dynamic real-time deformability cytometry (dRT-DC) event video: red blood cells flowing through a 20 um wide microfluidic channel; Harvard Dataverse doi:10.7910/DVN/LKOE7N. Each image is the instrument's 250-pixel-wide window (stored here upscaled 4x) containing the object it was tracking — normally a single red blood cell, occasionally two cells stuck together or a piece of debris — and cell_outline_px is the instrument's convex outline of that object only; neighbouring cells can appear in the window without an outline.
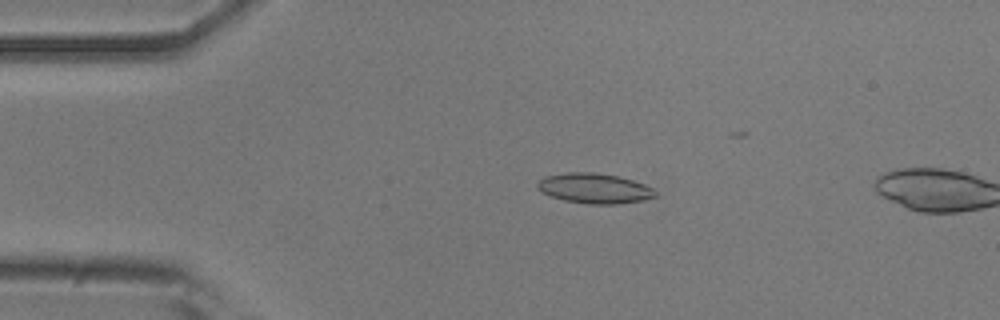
{"species": "common noctule bat (a hibernating species)", "species_latin": "Nyctalus noctula", "temperature_condition": "room temperature", "stored_images_in_passage": 13, "camera_frame_rate_fps": 3000, "um_per_image_px": 0.085, "animal": {"sex": "male", "body_mass_g": 20.5, "forearm_length_mm": 52.5}, "frame": {"image": 1, "passage_image": 11, "time_ms": 3.333, "image_size_px": [1000, 320], "cell_outline_px": [[656, 196], [644, 200], [616, 204], [588, 204], [564, 200], [540, 192], [536, 188], [536, 184], [544, 176], [568, 172], [596, 172], [620, 176], [644, 184], [652, 188], [656, 192]], "centroid_in_image_um": [50.51, 16.0], "position_along_channel_um": 34.5, "area_um2": 20.81}}